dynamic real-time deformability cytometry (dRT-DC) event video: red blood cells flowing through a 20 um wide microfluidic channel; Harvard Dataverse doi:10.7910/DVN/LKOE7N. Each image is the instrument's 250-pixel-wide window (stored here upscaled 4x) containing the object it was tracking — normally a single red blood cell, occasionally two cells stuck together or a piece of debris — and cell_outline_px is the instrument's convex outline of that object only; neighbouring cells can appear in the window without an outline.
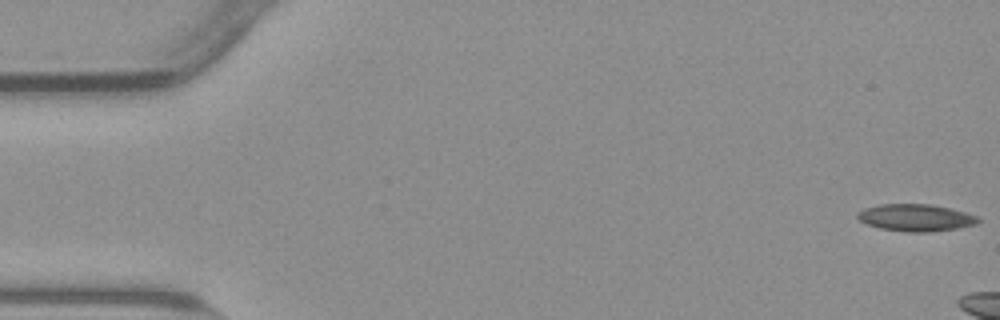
{"species": "common noctule bat (a hibernating species)", "species_latin": "Nyctalus noctula", "temperature_condition": "warm", "stored_images_in_passage": 7, "camera_frame_rate_fps": 3000, "um_per_image_px": 0.085, "animal": {"sex": "male", "body_mass_g": 23.1, "forearm_length_mm": 52.7}, "frame": {"image": 1, "passage_image": 1, "time_ms": 0.0, "image_size_px": [1000, 320], "cell_outline_px": [[980, 220], [976, 224], [956, 228], [928, 232], [908, 232], [880, 228], [868, 224], [860, 220], [856, 216], [856, 212], [864, 208], [880, 204], [932, 204], [964, 212], [976, 216]], "centroid_in_image_um": [77.8, 18.49], "position_along_channel_um": 7.2, "area_um2": 18.84}}